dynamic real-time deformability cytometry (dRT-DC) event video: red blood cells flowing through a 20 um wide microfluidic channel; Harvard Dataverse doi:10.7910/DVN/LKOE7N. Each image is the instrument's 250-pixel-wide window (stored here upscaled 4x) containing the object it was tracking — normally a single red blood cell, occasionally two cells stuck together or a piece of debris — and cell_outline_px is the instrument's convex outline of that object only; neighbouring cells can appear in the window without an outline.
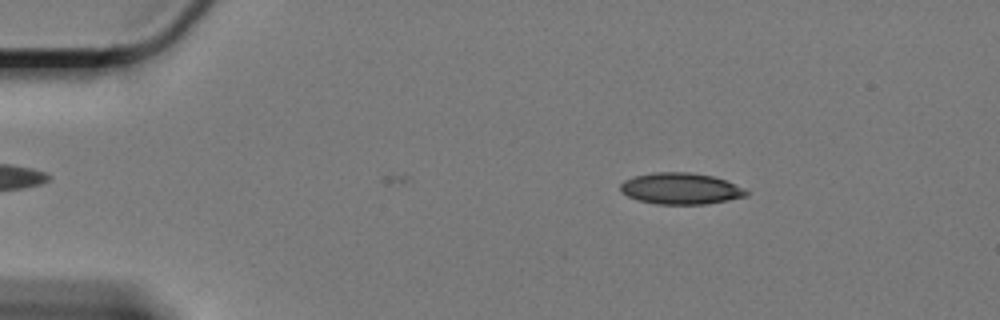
{"species": "Egyptian fruit bat (a non-hibernating species)", "species_latin": "Rousettus aegyptiacus", "temperature_condition": "cold", "stored_images_in_passage": 56, "camera_frame_rate_fps": 3000, "um_per_image_px": 0.085, "animal": {"sex": "female"}, "frame": {"image": 1, "passage_image": 9, "time_ms": 2.667, "image_size_px": [1000, 320], "cell_outline_px": [[752, 192], [748, 196], [708, 204], [656, 204], [636, 200], [620, 192], [620, 184], [624, 180], [636, 176], [656, 172], [688, 172], [712, 176], [724, 180], [744, 188]], "centroid_in_image_um": [57.87, 16.04], "position_along_channel_um": 27.1, "area_um2": 23.12}}
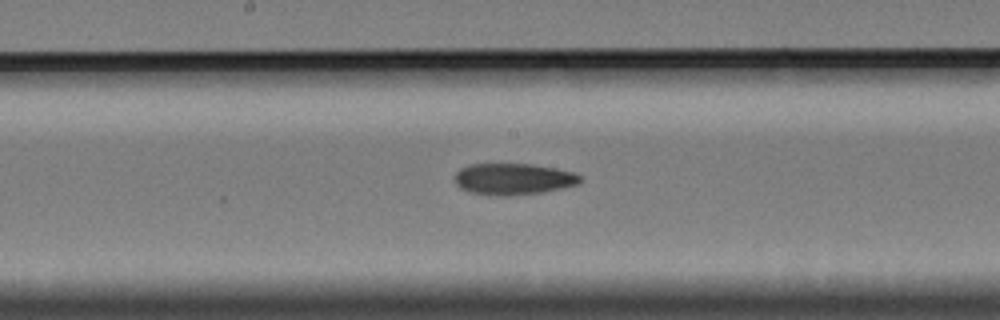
{"frame": {"image": 2, "passage_image": 31, "time_ms": 10.0, "image_size_px": [1000, 320], "cell_outline_px": [[584, 180], [580, 184], [544, 192], [508, 196], [496, 196], [468, 192], [460, 188], [456, 184], [456, 172], [460, 168], [468, 164], [532, 164], [572, 172], [580, 176]], "centroid_in_image_um": [43.63, 15.23], "position_along_channel_um": 204.6, "area_um2": 23.12}}
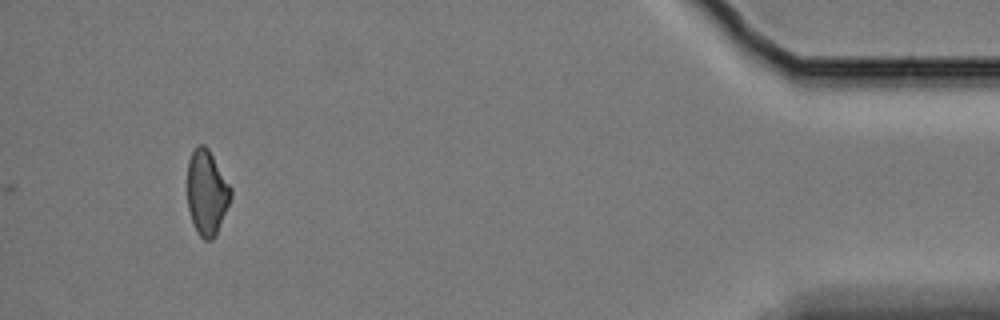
{"frame": {"image": 3, "passage_image": 56, "time_ms": 18.333, "image_size_px": [1000, 320], "cell_outline_px": [[232, 196], [216, 236], [212, 240], [204, 240], [196, 232], [188, 208], [188, 160], [192, 152], [200, 144], [204, 144], [208, 148], [232, 188]], "centroid_in_image_um": [17.59, 16.39], "position_along_channel_um": 417.6, "area_um2": 21.5}}